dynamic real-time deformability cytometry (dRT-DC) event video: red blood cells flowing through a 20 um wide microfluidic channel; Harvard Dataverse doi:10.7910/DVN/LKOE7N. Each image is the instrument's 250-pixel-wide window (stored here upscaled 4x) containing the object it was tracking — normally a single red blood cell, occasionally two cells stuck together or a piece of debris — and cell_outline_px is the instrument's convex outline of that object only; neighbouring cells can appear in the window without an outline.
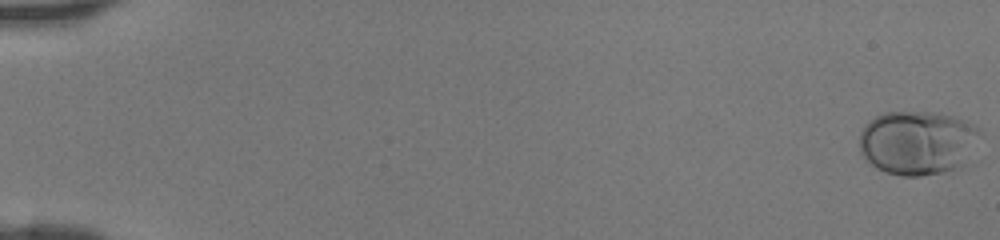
{"species": "human", "species_latin": "Homo sapiens", "temperature_condition": "room temperature", "stored_images_in_passage": 47, "camera_frame_rate_fps": 3000, "um_per_image_px": 0.085, "donor": {"sex": "female"}, "frame": {"image": 1, "passage_image": 1, "time_ms": 0.0, "image_size_px": [1000, 240], "cell_outline_px": [[984, 132], [964, 164], [960, 168], [944, 172], [920, 176], [900, 176], [884, 172], [876, 168], [864, 160], [860, 152], [860, 132], [864, 124], [876, 116], [884, 112], [932, 112], [956, 116], [980, 128]], "centroid_in_image_um": [78.0, 12.13], "position_along_channel_um": 7.0, "area_um2": 45.89}}
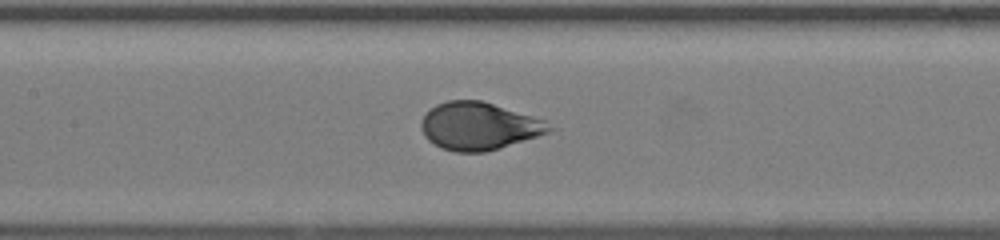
{"frame": {"image": 2, "passage_image": 24, "time_ms": 7.667, "image_size_px": [1000, 240], "cell_outline_px": [[560, 128], [536, 136], [484, 152], [456, 152], [440, 148], [428, 140], [424, 136], [420, 128], [420, 124], [424, 116], [436, 104], [448, 100], [480, 100], [532, 116], [544, 120]], "centroid_in_image_um": [40.69, 10.72], "position_along_channel_um": 166.7, "area_um2": 35.26}}
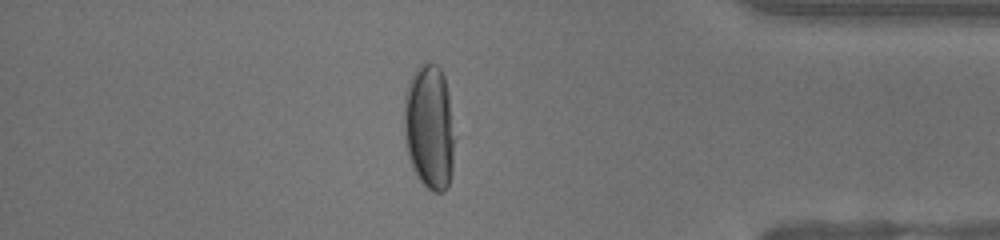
{"frame": {"image": 3, "passage_image": 41, "time_ms": 13.333, "image_size_px": [1000, 240], "cell_outline_px": [[456, 136], [452, 172], [448, 188], [444, 192], [432, 192], [416, 176], [412, 168], [408, 156], [404, 136], [404, 96], [408, 80], [412, 72], [424, 60], [428, 60], [436, 64], [440, 68], [444, 76], [448, 92]], "centroid_in_image_um": [36.51, 10.78], "position_along_channel_um": 398.7, "area_um2": 38.15}}